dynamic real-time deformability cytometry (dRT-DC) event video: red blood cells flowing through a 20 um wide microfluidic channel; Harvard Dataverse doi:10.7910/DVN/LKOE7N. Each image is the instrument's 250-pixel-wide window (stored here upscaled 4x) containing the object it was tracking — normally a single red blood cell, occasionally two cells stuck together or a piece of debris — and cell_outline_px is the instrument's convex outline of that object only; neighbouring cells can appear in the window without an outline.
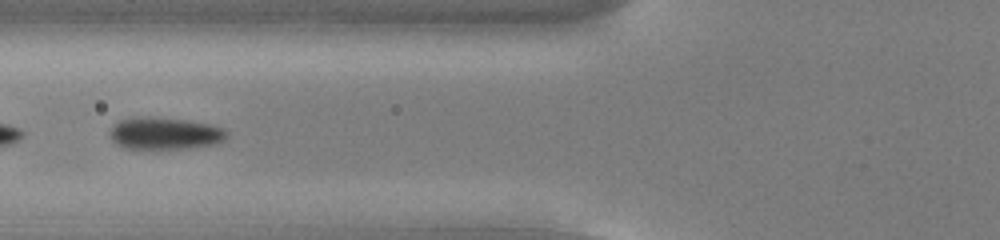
{"species": "common noctule bat (a hibernating species)", "species_latin": "Nyctalus noctula", "temperature_condition": "cold", "stored_images_in_passage": 30, "camera_frame_rate_fps": 3000, "um_per_image_px": 0.085, "animal": {"sex": "male", "body_mass_g": 13.0, "forearm_length_mm": 53.1}, "frame": {"image": 1, "passage_image": 22, "time_ms": 7.0, "image_size_px": [1000, 240], "cell_outline_px": [[228, 136], [224, 140], [216, 144], [192, 148], [124, 148], [116, 144], [108, 136], [108, 132], [120, 120], [188, 120], [212, 124], [224, 128], [228, 132]], "centroid_in_image_um": [14.1, 11.39], "position_along_channel_um": 111.7, "area_um2": 21.04}}